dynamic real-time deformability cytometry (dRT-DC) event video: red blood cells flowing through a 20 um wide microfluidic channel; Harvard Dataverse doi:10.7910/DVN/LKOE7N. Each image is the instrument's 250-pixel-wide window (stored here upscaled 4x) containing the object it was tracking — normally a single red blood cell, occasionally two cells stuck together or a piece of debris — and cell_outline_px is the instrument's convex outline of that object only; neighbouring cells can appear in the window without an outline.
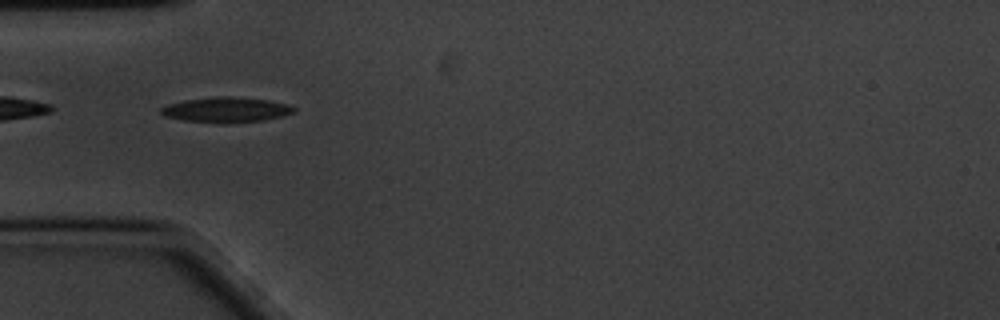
{"species": "common noctule bat (a hibernating species)", "species_latin": "Nyctalus noctula", "temperature_condition": "cold", "stored_images_in_passage": 43, "camera_frame_rate_fps": 3000, "um_per_image_px": 0.085, "animal": {"sex": "male", "body_mass_g": 20.1, "forearm_length_mm": 53.5}, "frame": {"image": 1, "passage_image": 2, "time_ms": 0.333, "image_size_px": [1000, 320], "cell_outline_px": [[296, 112], [284, 116], [264, 120], [184, 120], [164, 116], [160, 112], [160, 108], [168, 104], [184, 100], [220, 96], [228, 96], [272, 100], [288, 104], [296, 108]], "centroid_in_image_um": [19.28, 9.27], "position_along_channel_um": 65.7, "area_um2": 18.61}}
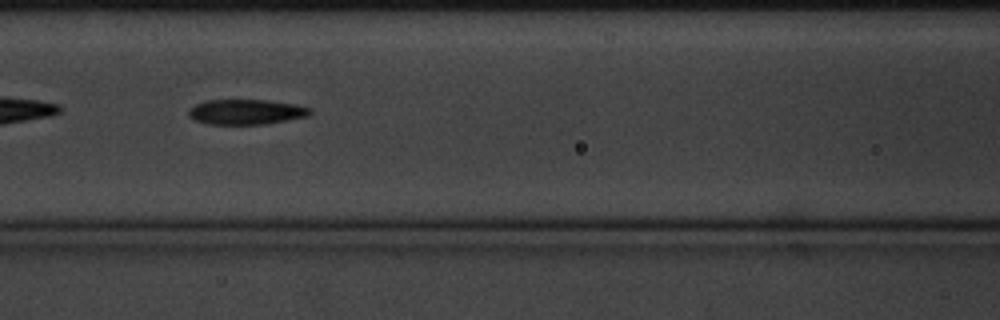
{"frame": {"image": 2, "passage_image": 9, "time_ms": 2.667, "image_size_px": [1000, 320], "cell_outline_px": [[312, 112], [308, 116], [264, 124], [208, 124], [192, 120], [188, 116], [188, 108], [196, 104], [208, 100], [268, 100], [296, 104], [308, 108]], "centroid_in_image_um": [20.87, 9.51], "position_along_channel_um": 145.7, "area_um2": 17.8}}
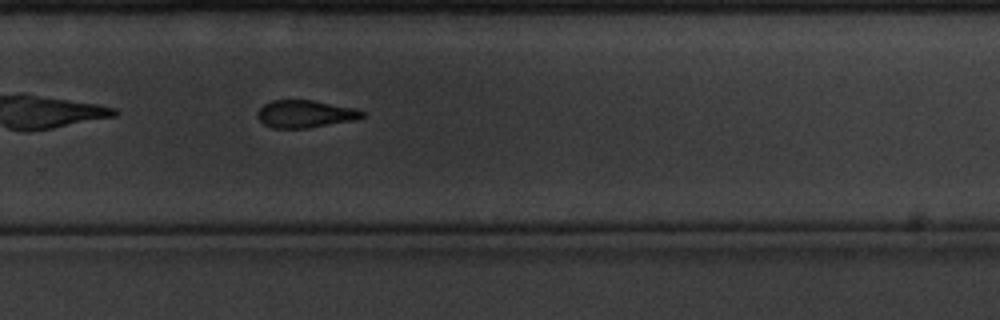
{"frame": {"image": 3, "passage_image": 23, "time_ms": 7.333, "image_size_px": [1000, 320], "cell_outline_px": [[368, 116], [356, 120], [308, 128], [272, 128], [264, 124], [256, 116], [256, 112], [264, 104], [272, 100], [312, 100], [356, 108], [368, 112]], "centroid_in_image_um": [26.0, 9.68], "position_along_channel_um": 303.8, "area_um2": 17.11}, "authors_computed_cell_mechanics": {"area_um2": 17.6868, "velocity_mm_per_s": 3.4025, "shape_relaxation_time_tau1_ms": 3.6969, "shape_relaxation_time_tau2_ms": 5.8209, "deformation_change_tau1": 0.1326, "deformation_change_tau2": 0.129}}